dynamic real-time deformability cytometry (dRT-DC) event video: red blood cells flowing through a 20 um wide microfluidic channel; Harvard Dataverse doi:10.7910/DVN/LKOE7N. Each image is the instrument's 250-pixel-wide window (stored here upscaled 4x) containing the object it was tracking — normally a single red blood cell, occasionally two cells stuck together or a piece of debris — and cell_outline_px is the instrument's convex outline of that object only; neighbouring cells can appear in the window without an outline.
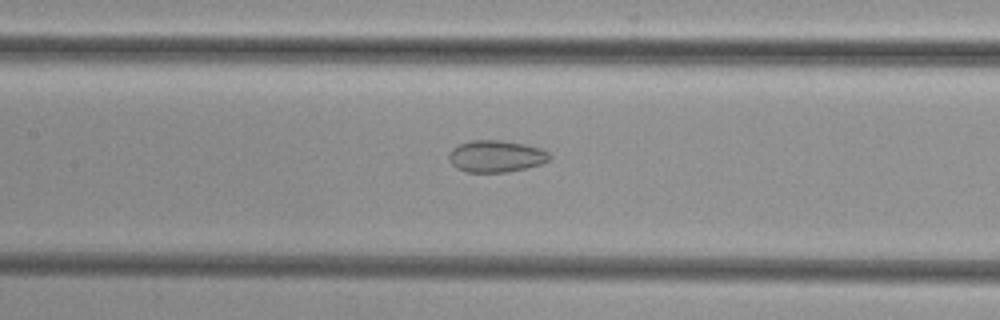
{"species": "common noctule bat (a hibernating species)", "species_latin": "Nyctalus noctula", "temperature_condition": "cold", "stored_images_in_passage": 52, "camera_frame_rate_fps": 3000, "um_per_image_px": 0.085, "animal": {"sex": "female", "body_mass_g": 29.2, "forearm_length_mm": 56.3}, "frame": {"image": 1, "passage_image": 25, "time_ms": 8.0, "image_size_px": [1000, 320], "cell_outline_px": [[552, 156], [548, 160], [540, 164], [524, 168], [504, 172], [468, 172], [456, 168], [452, 164], [448, 156], [448, 152], [452, 148], [460, 144], [472, 140], [504, 140], [524, 144], [540, 148], [548, 152]], "centroid_in_image_um": [42.14, 13.27], "position_along_channel_um": 165.3, "area_um2": 18.61}}
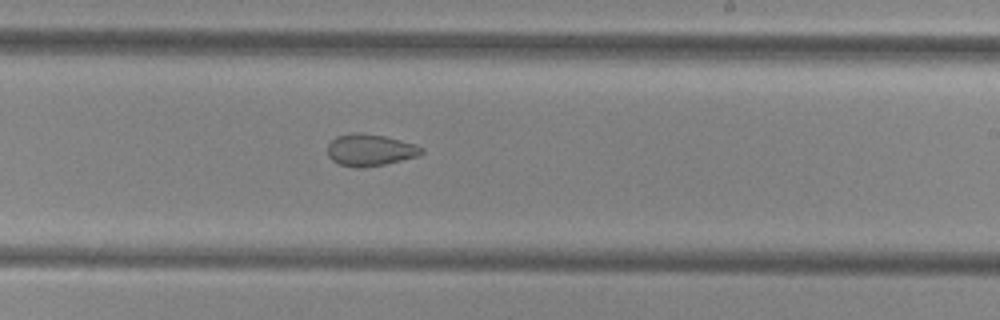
{"frame": {"image": 2, "passage_image": 32, "time_ms": 10.333, "image_size_px": [1000, 320], "cell_outline_px": [[424, 152], [420, 156], [384, 164], [364, 168], [356, 168], [340, 164], [332, 160], [328, 156], [328, 144], [336, 136], [352, 132], [360, 132], [384, 136], [416, 144], [424, 148]], "centroid_in_image_um": [31.47, 12.75], "position_along_channel_um": 257.5, "area_um2": 17.63}}
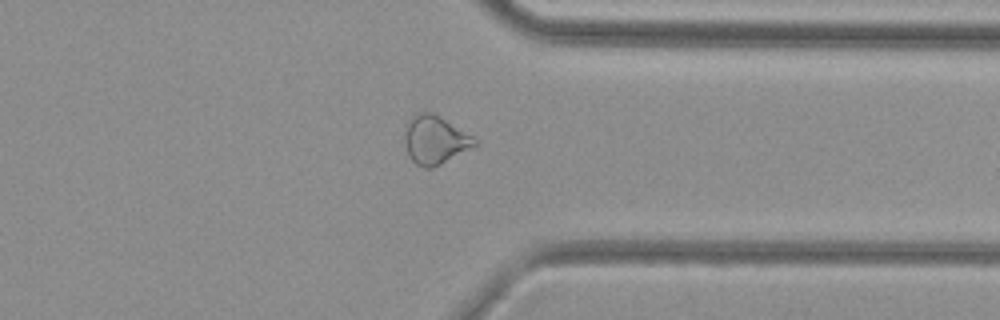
{"frame": {"image": 3, "passage_image": 41, "time_ms": 13.333, "image_size_px": [1000, 320], "cell_outline_px": [[480, 144], [432, 168], [424, 168], [416, 164], [408, 156], [404, 140], [404, 132], [408, 120], [412, 116], [420, 112], [432, 112], [472, 136]], "centroid_in_image_um": [36.95, 11.9], "position_along_channel_um": 374.5, "area_um2": 19.65}}